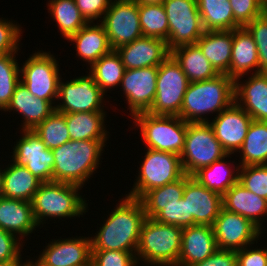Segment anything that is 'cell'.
Masks as SVG:
<instances>
[{
  "instance_id": "15",
  "label": "cell",
  "mask_w": 267,
  "mask_h": 266,
  "mask_svg": "<svg viewBox=\"0 0 267 266\" xmlns=\"http://www.w3.org/2000/svg\"><path fill=\"white\" fill-rule=\"evenodd\" d=\"M100 23L106 31L112 50L143 36L138 3L134 0H112Z\"/></svg>"
},
{
  "instance_id": "43",
  "label": "cell",
  "mask_w": 267,
  "mask_h": 266,
  "mask_svg": "<svg viewBox=\"0 0 267 266\" xmlns=\"http://www.w3.org/2000/svg\"><path fill=\"white\" fill-rule=\"evenodd\" d=\"M91 266H139L136 253L118 250H91Z\"/></svg>"
},
{
  "instance_id": "10",
  "label": "cell",
  "mask_w": 267,
  "mask_h": 266,
  "mask_svg": "<svg viewBox=\"0 0 267 266\" xmlns=\"http://www.w3.org/2000/svg\"><path fill=\"white\" fill-rule=\"evenodd\" d=\"M227 152L217 140L209 123H188L184 148L181 152V164L184 173L193 176L201 168L222 159Z\"/></svg>"
},
{
  "instance_id": "45",
  "label": "cell",
  "mask_w": 267,
  "mask_h": 266,
  "mask_svg": "<svg viewBox=\"0 0 267 266\" xmlns=\"http://www.w3.org/2000/svg\"><path fill=\"white\" fill-rule=\"evenodd\" d=\"M245 28L252 35L259 56V72L267 73V21L259 16Z\"/></svg>"
},
{
  "instance_id": "27",
  "label": "cell",
  "mask_w": 267,
  "mask_h": 266,
  "mask_svg": "<svg viewBox=\"0 0 267 266\" xmlns=\"http://www.w3.org/2000/svg\"><path fill=\"white\" fill-rule=\"evenodd\" d=\"M8 162L0 164L1 196L32 202L42 182L25 166H19L11 159Z\"/></svg>"
},
{
  "instance_id": "19",
  "label": "cell",
  "mask_w": 267,
  "mask_h": 266,
  "mask_svg": "<svg viewBox=\"0 0 267 266\" xmlns=\"http://www.w3.org/2000/svg\"><path fill=\"white\" fill-rule=\"evenodd\" d=\"M183 199L187 201L188 227L196 224L213 226L223 207L221 194L209 190L186 174Z\"/></svg>"
},
{
  "instance_id": "54",
  "label": "cell",
  "mask_w": 267,
  "mask_h": 266,
  "mask_svg": "<svg viewBox=\"0 0 267 266\" xmlns=\"http://www.w3.org/2000/svg\"><path fill=\"white\" fill-rule=\"evenodd\" d=\"M24 266H34L30 261H28Z\"/></svg>"
},
{
  "instance_id": "23",
  "label": "cell",
  "mask_w": 267,
  "mask_h": 266,
  "mask_svg": "<svg viewBox=\"0 0 267 266\" xmlns=\"http://www.w3.org/2000/svg\"><path fill=\"white\" fill-rule=\"evenodd\" d=\"M0 229L15 235L24 244L32 233L36 236L41 228L35 222L32 202L0 196Z\"/></svg>"
},
{
  "instance_id": "30",
  "label": "cell",
  "mask_w": 267,
  "mask_h": 266,
  "mask_svg": "<svg viewBox=\"0 0 267 266\" xmlns=\"http://www.w3.org/2000/svg\"><path fill=\"white\" fill-rule=\"evenodd\" d=\"M234 155L235 154H227L208 167L201 168L192 177L209 190L223 195L238 182L240 165L239 162L234 159ZM231 158L233 160H231Z\"/></svg>"
},
{
  "instance_id": "26",
  "label": "cell",
  "mask_w": 267,
  "mask_h": 266,
  "mask_svg": "<svg viewBox=\"0 0 267 266\" xmlns=\"http://www.w3.org/2000/svg\"><path fill=\"white\" fill-rule=\"evenodd\" d=\"M68 41L71 45L75 44L76 57L82 60L81 63L87 66L86 69L112 51L106 31L100 22L87 23Z\"/></svg>"
},
{
  "instance_id": "6",
  "label": "cell",
  "mask_w": 267,
  "mask_h": 266,
  "mask_svg": "<svg viewBox=\"0 0 267 266\" xmlns=\"http://www.w3.org/2000/svg\"><path fill=\"white\" fill-rule=\"evenodd\" d=\"M132 129H137L145 148L181 155L188 122L179 116L152 115L143 112L134 115Z\"/></svg>"
},
{
  "instance_id": "32",
  "label": "cell",
  "mask_w": 267,
  "mask_h": 266,
  "mask_svg": "<svg viewBox=\"0 0 267 266\" xmlns=\"http://www.w3.org/2000/svg\"><path fill=\"white\" fill-rule=\"evenodd\" d=\"M171 56L181 66L190 83L208 80L219 74L197 44L177 47L171 50Z\"/></svg>"
},
{
  "instance_id": "21",
  "label": "cell",
  "mask_w": 267,
  "mask_h": 266,
  "mask_svg": "<svg viewBox=\"0 0 267 266\" xmlns=\"http://www.w3.org/2000/svg\"><path fill=\"white\" fill-rule=\"evenodd\" d=\"M246 76L235 80V102L253 120L267 122V73L259 72Z\"/></svg>"
},
{
  "instance_id": "9",
  "label": "cell",
  "mask_w": 267,
  "mask_h": 266,
  "mask_svg": "<svg viewBox=\"0 0 267 266\" xmlns=\"http://www.w3.org/2000/svg\"><path fill=\"white\" fill-rule=\"evenodd\" d=\"M85 73L84 75L82 72V74H79L77 77L75 75L73 79H68L67 81H65L66 79L64 78L60 79L55 106L56 111L60 113H81L108 110V105L106 103L112 102L109 100L113 97L106 95L100 89L88 70H86ZM107 98L110 99L106 101Z\"/></svg>"
},
{
  "instance_id": "4",
  "label": "cell",
  "mask_w": 267,
  "mask_h": 266,
  "mask_svg": "<svg viewBox=\"0 0 267 266\" xmlns=\"http://www.w3.org/2000/svg\"><path fill=\"white\" fill-rule=\"evenodd\" d=\"M234 101L235 81L227 74H218L214 78L189 84L179 117L188 123H209L213 114V117L217 116Z\"/></svg>"
},
{
  "instance_id": "25",
  "label": "cell",
  "mask_w": 267,
  "mask_h": 266,
  "mask_svg": "<svg viewBox=\"0 0 267 266\" xmlns=\"http://www.w3.org/2000/svg\"><path fill=\"white\" fill-rule=\"evenodd\" d=\"M218 249L214 230L209 225H191L182 230L178 266H192L211 256Z\"/></svg>"
},
{
  "instance_id": "52",
  "label": "cell",
  "mask_w": 267,
  "mask_h": 266,
  "mask_svg": "<svg viewBox=\"0 0 267 266\" xmlns=\"http://www.w3.org/2000/svg\"><path fill=\"white\" fill-rule=\"evenodd\" d=\"M138 4H162L164 0H134Z\"/></svg>"
},
{
  "instance_id": "34",
  "label": "cell",
  "mask_w": 267,
  "mask_h": 266,
  "mask_svg": "<svg viewBox=\"0 0 267 266\" xmlns=\"http://www.w3.org/2000/svg\"><path fill=\"white\" fill-rule=\"evenodd\" d=\"M46 3L51 22L55 21L60 37L67 41L88 22L76 6L75 0H47Z\"/></svg>"
},
{
  "instance_id": "33",
  "label": "cell",
  "mask_w": 267,
  "mask_h": 266,
  "mask_svg": "<svg viewBox=\"0 0 267 266\" xmlns=\"http://www.w3.org/2000/svg\"><path fill=\"white\" fill-rule=\"evenodd\" d=\"M235 156L240 157V167L267 164V122L252 120L243 145Z\"/></svg>"
},
{
  "instance_id": "16",
  "label": "cell",
  "mask_w": 267,
  "mask_h": 266,
  "mask_svg": "<svg viewBox=\"0 0 267 266\" xmlns=\"http://www.w3.org/2000/svg\"><path fill=\"white\" fill-rule=\"evenodd\" d=\"M212 227L218 249L238 251L264 239V232L251 220L223 207Z\"/></svg>"
},
{
  "instance_id": "14",
  "label": "cell",
  "mask_w": 267,
  "mask_h": 266,
  "mask_svg": "<svg viewBox=\"0 0 267 266\" xmlns=\"http://www.w3.org/2000/svg\"><path fill=\"white\" fill-rule=\"evenodd\" d=\"M13 143L10 158L25 166L42 183L53 181L54 156L34 130H20V137ZM16 143V144H15Z\"/></svg>"
},
{
  "instance_id": "41",
  "label": "cell",
  "mask_w": 267,
  "mask_h": 266,
  "mask_svg": "<svg viewBox=\"0 0 267 266\" xmlns=\"http://www.w3.org/2000/svg\"><path fill=\"white\" fill-rule=\"evenodd\" d=\"M238 182L267 200V164L241 166Z\"/></svg>"
},
{
  "instance_id": "11",
  "label": "cell",
  "mask_w": 267,
  "mask_h": 266,
  "mask_svg": "<svg viewBox=\"0 0 267 266\" xmlns=\"http://www.w3.org/2000/svg\"><path fill=\"white\" fill-rule=\"evenodd\" d=\"M189 84L190 81L181 66L170 55L158 66L156 95L148 113L179 116Z\"/></svg>"
},
{
  "instance_id": "20",
  "label": "cell",
  "mask_w": 267,
  "mask_h": 266,
  "mask_svg": "<svg viewBox=\"0 0 267 266\" xmlns=\"http://www.w3.org/2000/svg\"><path fill=\"white\" fill-rule=\"evenodd\" d=\"M126 69L158 67L170 55L167 41L141 36L130 44L116 49Z\"/></svg>"
},
{
  "instance_id": "8",
  "label": "cell",
  "mask_w": 267,
  "mask_h": 266,
  "mask_svg": "<svg viewBox=\"0 0 267 266\" xmlns=\"http://www.w3.org/2000/svg\"><path fill=\"white\" fill-rule=\"evenodd\" d=\"M57 56V57H56ZM50 50L37 49L33 54L20 63V81L29 92L38 98L50 101L56 106L61 68L58 55ZM61 74V75H60Z\"/></svg>"
},
{
  "instance_id": "40",
  "label": "cell",
  "mask_w": 267,
  "mask_h": 266,
  "mask_svg": "<svg viewBox=\"0 0 267 266\" xmlns=\"http://www.w3.org/2000/svg\"><path fill=\"white\" fill-rule=\"evenodd\" d=\"M33 130L50 150L71 140L65 116L56 110Z\"/></svg>"
},
{
  "instance_id": "47",
  "label": "cell",
  "mask_w": 267,
  "mask_h": 266,
  "mask_svg": "<svg viewBox=\"0 0 267 266\" xmlns=\"http://www.w3.org/2000/svg\"><path fill=\"white\" fill-rule=\"evenodd\" d=\"M24 245L15 235L0 229V262L23 260Z\"/></svg>"
},
{
  "instance_id": "2",
  "label": "cell",
  "mask_w": 267,
  "mask_h": 266,
  "mask_svg": "<svg viewBox=\"0 0 267 266\" xmlns=\"http://www.w3.org/2000/svg\"><path fill=\"white\" fill-rule=\"evenodd\" d=\"M108 140H69L52 149L53 181L86 187L101 166ZM100 165V166H99Z\"/></svg>"
},
{
  "instance_id": "46",
  "label": "cell",
  "mask_w": 267,
  "mask_h": 266,
  "mask_svg": "<svg viewBox=\"0 0 267 266\" xmlns=\"http://www.w3.org/2000/svg\"><path fill=\"white\" fill-rule=\"evenodd\" d=\"M266 0H229L231 4L234 21L245 27L254 19L261 16L262 7Z\"/></svg>"
},
{
  "instance_id": "39",
  "label": "cell",
  "mask_w": 267,
  "mask_h": 266,
  "mask_svg": "<svg viewBox=\"0 0 267 266\" xmlns=\"http://www.w3.org/2000/svg\"><path fill=\"white\" fill-rule=\"evenodd\" d=\"M18 54L0 55V113L10 104L15 87L20 82Z\"/></svg>"
},
{
  "instance_id": "51",
  "label": "cell",
  "mask_w": 267,
  "mask_h": 266,
  "mask_svg": "<svg viewBox=\"0 0 267 266\" xmlns=\"http://www.w3.org/2000/svg\"><path fill=\"white\" fill-rule=\"evenodd\" d=\"M29 261L28 258L24 260H12L8 262H0V266H24Z\"/></svg>"
},
{
  "instance_id": "13",
  "label": "cell",
  "mask_w": 267,
  "mask_h": 266,
  "mask_svg": "<svg viewBox=\"0 0 267 266\" xmlns=\"http://www.w3.org/2000/svg\"><path fill=\"white\" fill-rule=\"evenodd\" d=\"M83 234L48 240L38 257L25 256L34 266H91V240Z\"/></svg>"
},
{
  "instance_id": "31",
  "label": "cell",
  "mask_w": 267,
  "mask_h": 266,
  "mask_svg": "<svg viewBox=\"0 0 267 266\" xmlns=\"http://www.w3.org/2000/svg\"><path fill=\"white\" fill-rule=\"evenodd\" d=\"M196 44L219 74L230 69L233 30L205 31Z\"/></svg>"
},
{
  "instance_id": "24",
  "label": "cell",
  "mask_w": 267,
  "mask_h": 266,
  "mask_svg": "<svg viewBox=\"0 0 267 266\" xmlns=\"http://www.w3.org/2000/svg\"><path fill=\"white\" fill-rule=\"evenodd\" d=\"M222 203L224 209L251 220L265 234L267 233L264 226L267 223L265 198L252 193L237 182L222 195Z\"/></svg>"
},
{
  "instance_id": "17",
  "label": "cell",
  "mask_w": 267,
  "mask_h": 266,
  "mask_svg": "<svg viewBox=\"0 0 267 266\" xmlns=\"http://www.w3.org/2000/svg\"><path fill=\"white\" fill-rule=\"evenodd\" d=\"M158 67H143L126 69L119 89L120 99L124 97L127 113L130 118L134 115L148 112L156 95ZM126 101V102H125ZM130 114V115H129Z\"/></svg>"
},
{
  "instance_id": "35",
  "label": "cell",
  "mask_w": 267,
  "mask_h": 266,
  "mask_svg": "<svg viewBox=\"0 0 267 266\" xmlns=\"http://www.w3.org/2000/svg\"><path fill=\"white\" fill-rule=\"evenodd\" d=\"M87 70L93 76L95 83L107 95L109 90V94L112 90L115 92L118 90L126 68L120 55L116 50H112L94 62Z\"/></svg>"
},
{
  "instance_id": "44",
  "label": "cell",
  "mask_w": 267,
  "mask_h": 266,
  "mask_svg": "<svg viewBox=\"0 0 267 266\" xmlns=\"http://www.w3.org/2000/svg\"><path fill=\"white\" fill-rule=\"evenodd\" d=\"M153 219L162 224H170L181 228L188 227L187 201L181 198L171 205H161V211Z\"/></svg>"
},
{
  "instance_id": "3",
  "label": "cell",
  "mask_w": 267,
  "mask_h": 266,
  "mask_svg": "<svg viewBox=\"0 0 267 266\" xmlns=\"http://www.w3.org/2000/svg\"><path fill=\"white\" fill-rule=\"evenodd\" d=\"M81 190L82 187L75 184L55 181L41 183L32 200L33 216L37 225L40 228L49 225L48 219L52 223L59 219L60 223V220H79L80 216L84 217L90 210V203Z\"/></svg>"
},
{
  "instance_id": "42",
  "label": "cell",
  "mask_w": 267,
  "mask_h": 266,
  "mask_svg": "<svg viewBox=\"0 0 267 266\" xmlns=\"http://www.w3.org/2000/svg\"><path fill=\"white\" fill-rule=\"evenodd\" d=\"M17 20L0 18V55L20 53V44L23 36V27ZM22 34V35H21Z\"/></svg>"
},
{
  "instance_id": "38",
  "label": "cell",
  "mask_w": 267,
  "mask_h": 266,
  "mask_svg": "<svg viewBox=\"0 0 267 266\" xmlns=\"http://www.w3.org/2000/svg\"><path fill=\"white\" fill-rule=\"evenodd\" d=\"M138 10L143 36L167 41L169 25L163 4H138Z\"/></svg>"
},
{
  "instance_id": "49",
  "label": "cell",
  "mask_w": 267,
  "mask_h": 266,
  "mask_svg": "<svg viewBox=\"0 0 267 266\" xmlns=\"http://www.w3.org/2000/svg\"><path fill=\"white\" fill-rule=\"evenodd\" d=\"M111 2L112 0H75L77 8L88 23L100 22Z\"/></svg>"
},
{
  "instance_id": "5",
  "label": "cell",
  "mask_w": 267,
  "mask_h": 266,
  "mask_svg": "<svg viewBox=\"0 0 267 266\" xmlns=\"http://www.w3.org/2000/svg\"><path fill=\"white\" fill-rule=\"evenodd\" d=\"M183 228L144 220L137 246L139 266H178ZM141 264V265H140Z\"/></svg>"
},
{
  "instance_id": "37",
  "label": "cell",
  "mask_w": 267,
  "mask_h": 266,
  "mask_svg": "<svg viewBox=\"0 0 267 266\" xmlns=\"http://www.w3.org/2000/svg\"><path fill=\"white\" fill-rule=\"evenodd\" d=\"M184 189L185 175L175 182L146 192L140 198L146 217L153 218L159 211H161V205H171L179 201L183 198Z\"/></svg>"
},
{
  "instance_id": "50",
  "label": "cell",
  "mask_w": 267,
  "mask_h": 266,
  "mask_svg": "<svg viewBox=\"0 0 267 266\" xmlns=\"http://www.w3.org/2000/svg\"><path fill=\"white\" fill-rule=\"evenodd\" d=\"M192 266H237L236 251L217 249L211 256Z\"/></svg>"
},
{
  "instance_id": "12",
  "label": "cell",
  "mask_w": 267,
  "mask_h": 266,
  "mask_svg": "<svg viewBox=\"0 0 267 266\" xmlns=\"http://www.w3.org/2000/svg\"><path fill=\"white\" fill-rule=\"evenodd\" d=\"M162 4L169 25V50L196 44L205 32L196 0H164Z\"/></svg>"
},
{
  "instance_id": "48",
  "label": "cell",
  "mask_w": 267,
  "mask_h": 266,
  "mask_svg": "<svg viewBox=\"0 0 267 266\" xmlns=\"http://www.w3.org/2000/svg\"><path fill=\"white\" fill-rule=\"evenodd\" d=\"M258 242L236 251L237 266H267V243L262 246Z\"/></svg>"
},
{
  "instance_id": "1",
  "label": "cell",
  "mask_w": 267,
  "mask_h": 266,
  "mask_svg": "<svg viewBox=\"0 0 267 266\" xmlns=\"http://www.w3.org/2000/svg\"><path fill=\"white\" fill-rule=\"evenodd\" d=\"M122 197L111 211H107L106 218L102 217L103 223L97 226L96 233L89 235L91 250L137 252L145 210L140 199L123 194Z\"/></svg>"
},
{
  "instance_id": "28",
  "label": "cell",
  "mask_w": 267,
  "mask_h": 266,
  "mask_svg": "<svg viewBox=\"0 0 267 266\" xmlns=\"http://www.w3.org/2000/svg\"><path fill=\"white\" fill-rule=\"evenodd\" d=\"M249 73H259V56L252 35L245 27H240L233 30L231 63L227 75L235 81Z\"/></svg>"
},
{
  "instance_id": "29",
  "label": "cell",
  "mask_w": 267,
  "mask_h": 266,
  "mask_svg": "<svg viewBox=\"0 0 267 266\" xmlns=\"http://www.w3.org/2000/svg\"><path fill=\"white\" fill-rule=\"evenodd\" d=\"M71 140H109L107 111L63 113ZM107 125V126H106Z\"/></svg>"
},
{
  "instance_id": "53",
  "label": "cell",
  "mask_w": 267,
  "mask_h": 266,
  "mask_svg": "<svg viewBox=\"0 0 267 266\" xmlns=\"http://www.w3.org/2000/svg\"><path fill=\"white\" fill-rule=\"evenodd\" d=\"M261 15L267 21V1L263 4Z\"/></svg>"
},
{
  "instance_id": "18",
  "label": "cell",
  "mask_w": 267,
  "mask_h": 266,
  "mask_svg": "<svg viewBox=\"0 0 267 266\" xmlns=\"http://www.w3.org/2000/svg\"><path fill=\"white\" fill-rule=\"evenodd\" d=\"M252 120L251 116L234 101L228 108L212 117L209 124L227 154H236L243 145Z\"/></svg>"
},
{
  "instance_id": "22",
  "label": "cell",
  "mask_w": 267,
  "mask_h": 266,
  "mask_svg": "<svg viewBox=\"0 0 267 266\" xmlns=\"http://www.w3.org/2000/svg\"><path fill=\"white\" fill-rule=\"evenodd\" d=\"M55 110V106L48 100L33 96L28 88L20 81L14 90L10 104L4 110L12 115H20V130H33L37 125L42 123ZM21 127V128H20Z\"/></svg>"
},
{
  "instance_id": "36",
  "label": "cell",
  "mask_w": 267,
  "mask_h": 266,
  "mask_svg": "<svg viewBox=\"0 0 267 266\" xmlns=\"http://www.w3.org/2000/svg\"><path fill=\"white\" fill-rule=\"evenodd\" d=\"M205 31L234 30L240 26L234 21L229 0H196Z\"/></svg>"
},
{
  "instance_id": "7",
  "label": "cell",
  "mask_w": 267,
  "mask_h": 266,
  "mask_svg": "<svg viewBox=\"0 0 267 266\" xmlns=\"http://www.w3.org/2000/svg\"><path fill=\"white\" fill-rule=\"evenodd\" d=\"M144 149L145 152L142 153L144 157L140 159L141 163L138 162L139 167L137 166L138 171H136L138 173L133 180L134 184L130 192L124 194L136 199H140L151 189L175 182L185 175L179 155Z\"/></svg>"
}]
</instances>
